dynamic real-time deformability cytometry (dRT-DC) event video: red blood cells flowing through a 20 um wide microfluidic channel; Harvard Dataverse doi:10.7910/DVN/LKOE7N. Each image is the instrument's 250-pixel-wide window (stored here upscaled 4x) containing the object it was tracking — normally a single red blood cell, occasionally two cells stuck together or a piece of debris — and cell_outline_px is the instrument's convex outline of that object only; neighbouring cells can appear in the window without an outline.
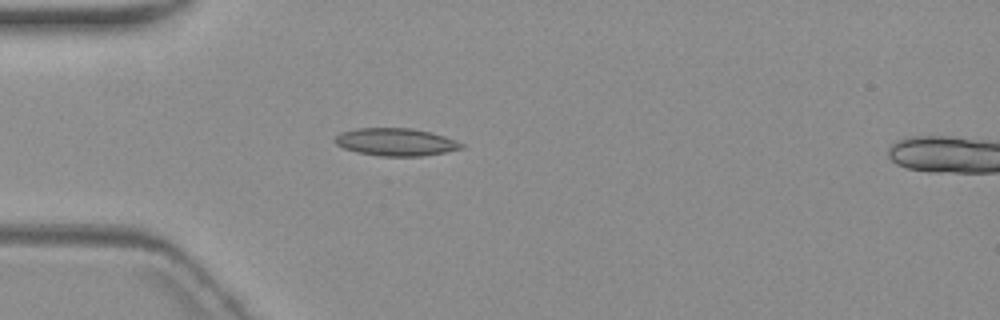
{"species": "common noctule bat (a hibernating species)", "species_latin": "Nyctalus noctula", "temperature_condition": "warm", "stored_images_in_passage": 4, "segment_of_instrument_passage": [1, 2], "camera_frame_rate_fps": 3000, "um_per_image_px": 0.085, "animal": {"sex": "female", "body_mass_g": 19.3, "forearm_length_mm": 54.1}, "frame": {"image": 1, "passage_image": 3, "time_ms": 3.333, "image_size_px": [1000, 320], "cell_outline_px": [[464, 148], [424, 156], [380, 156], [356, 152], [344, 148], [336, 144], [332, 140], [340, 132], [356, 128], [412, 128], [432, 132], [456, 140], [464, 144]], "centroid_in_image_um": [33.63, 12.07], "position_along_channel_um": 51.4, "area_um2": 20.52}}